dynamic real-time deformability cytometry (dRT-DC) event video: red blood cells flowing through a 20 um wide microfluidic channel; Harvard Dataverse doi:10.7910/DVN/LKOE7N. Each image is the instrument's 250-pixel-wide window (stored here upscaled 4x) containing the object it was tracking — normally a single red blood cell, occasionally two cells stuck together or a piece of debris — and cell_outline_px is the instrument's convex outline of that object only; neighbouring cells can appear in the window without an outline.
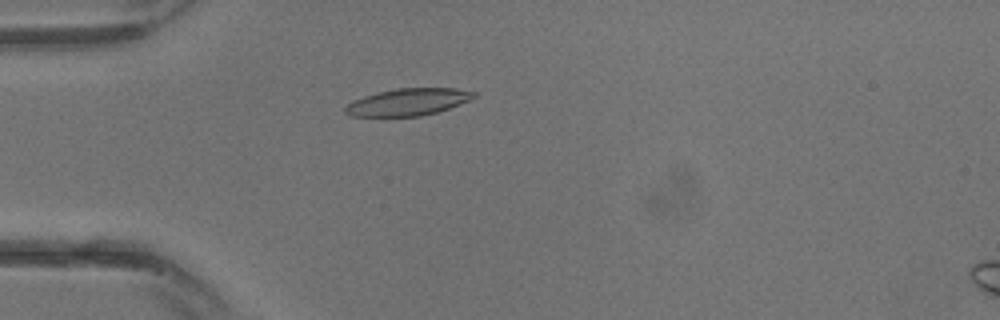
{"species": "common noctule bat (a hibernating species)", "species_latin": "Nyctalus noctula", "temperature_condition": "warm", "stored_images_in_passage": 19, "camera_frame_rate_fps": 3000, "um_per_image_px": 0.085, "animal": {"sex": "male", "body_mass_g": 13.3}, "frame": {"image": 1, "passage_image": 9, "time_ms": 2.667, "image_size_px": [1000, 320], "cell_outline_px": [[476, 96], [460, 104], [436, 112], [420, 116], [352, 116], [344, 112], [344, 108], [348, 104], [364, 96], [396, 88], [456, 88], [476, 92]], "centroid_in_image_um": [34.7, 8.67], "position_along_channel_um": 50.3, "area_um2": 20.0}}
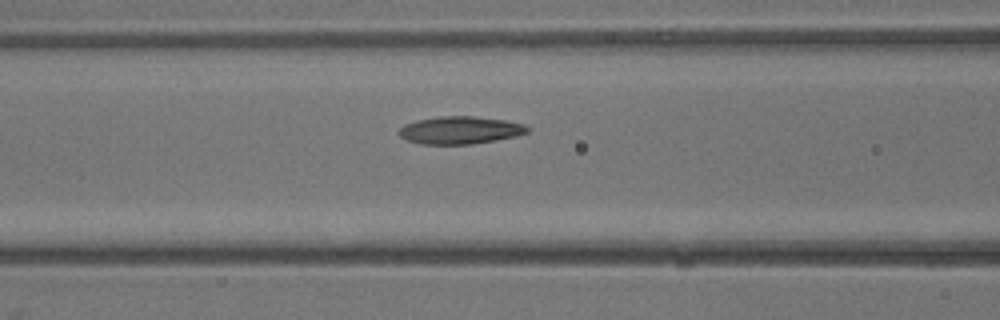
{"frame": {"image": 2, "passage_image": 13, "time_ms": 4.0, "image_size_px": [1000, 320], "cell_outline_px": [[528, 132], [516, 136], [496, 140], [472, 144], [420, 144], [408, 140], [400, 136], [400, 128], [404, 124], [416, 120], [440, 116], [472, 116], [504, 120], [524, 124], [528, 128]], "centroid_in_image_um": [39.1, 11.06], "position_along_channel_um": 127.5, "area_um2": 20.52}}
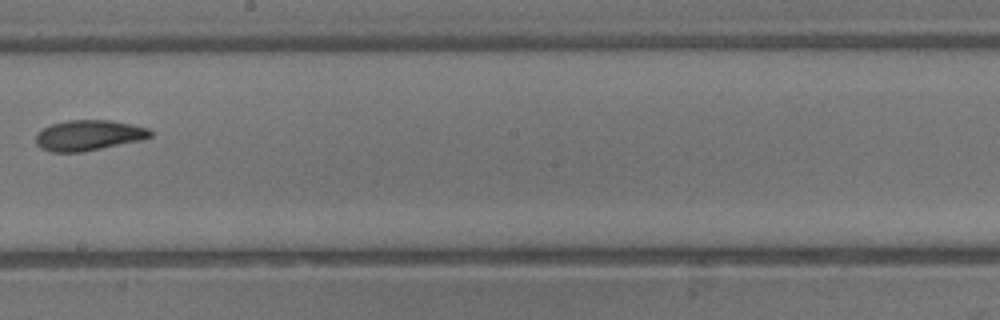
{"frame": {"image": 3, "passage_image": 18, "time_ms": 5.667, "image_size_px": [1000, 320], "cell_outline_px": [[152, 136], [140, 140], [84, 152], [52, 152], [40, 148], [36, 144], [36, 132], [52, 124], [68, 120], [112, 120], [148, 128], [152, 132]], "centroid_in_image_um": [7.51, 11.5], "position_along_channel_um": 240.7, "area_um2": 20.35}}